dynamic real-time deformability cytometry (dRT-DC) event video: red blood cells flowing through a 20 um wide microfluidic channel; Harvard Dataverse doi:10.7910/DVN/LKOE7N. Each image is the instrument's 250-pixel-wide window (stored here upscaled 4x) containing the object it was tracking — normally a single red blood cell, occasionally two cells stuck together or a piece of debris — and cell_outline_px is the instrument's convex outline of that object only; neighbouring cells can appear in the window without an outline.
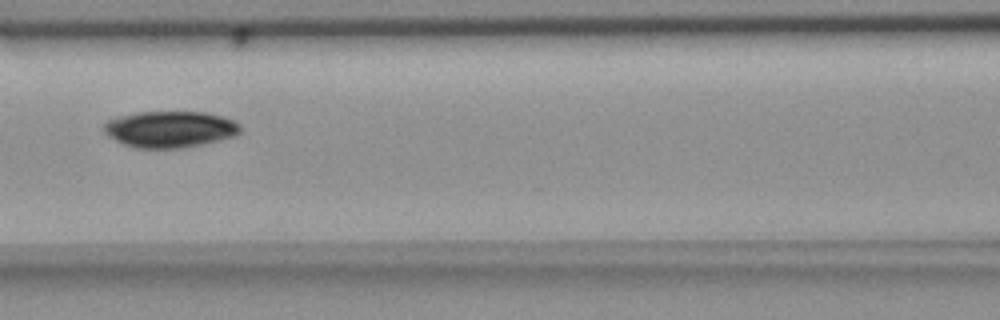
{"species": "common noctule bat (a hibernating species)", "species_latin": "Nyctalus noctula", "temperature_condition": "room temperature", "stored_images_in_passage": 7, "camera_frame_rate_fps": 3000, "um_per_image_px": 0.085, "animal": {"sex": "female", "body_mass_g": 18.4}, "frame": {"image": 1, "passage_image": 3, "time_ms": 0.667, "image_size_px": [1000, 320], "cell_outline_px": [[240, 132], [236, 136], [220, 140], [184, 148], [136, 148], [124, 144], [108, 136], [104, 132], [104, 124], [108, 120], [120, 116], [136, 112], [208, 112], [224, 116], [236, 120], [240, 124]], "centroid_in_image_um": [14.5, 10.98], "position_along_channel_um": 152.1, "area_um2": 29.19}}
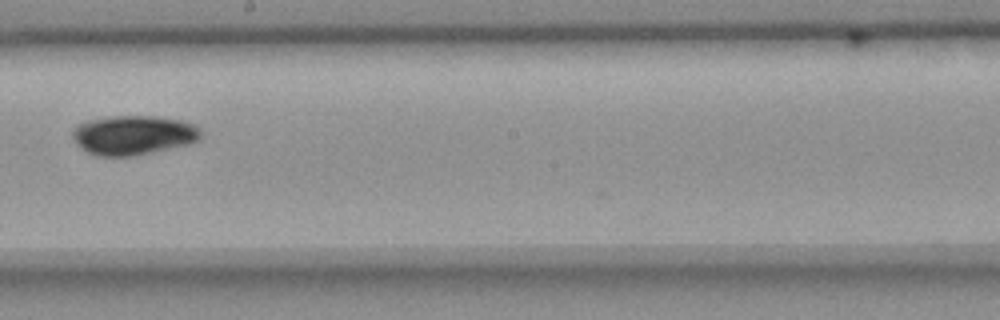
{"frame": {"image": 2, "passage_image": 5, "time_ms": 1.333, "image_size_px": [1000, 320], "cell_outline_px": [[204, 132], [200, 140], [188, 144], [152, 152], [132, 156], [92, 156], [80, 148], [72, 140], [72, 132], [76, 124], [88, 120], [112, 116], [156, 116], [184, 120], [200, 128]], "centroid_in_image_um": [11.32, 11.48], "position_along_channel_um": 236.9, "area_um2": 30.0}}
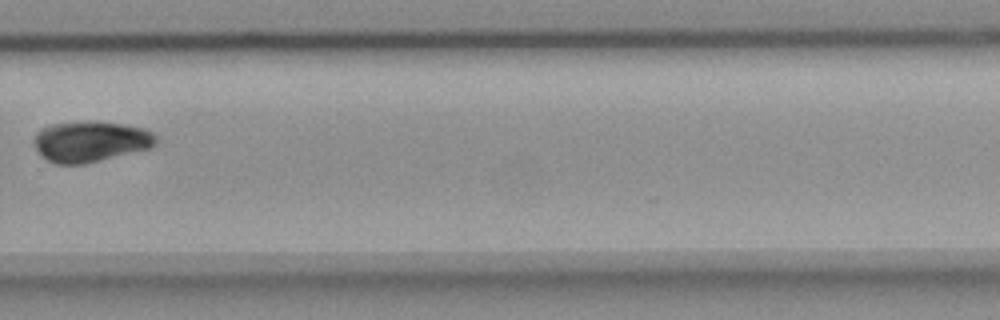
{"frame": {"image": 3, "passage_image": 7, "time_ms": 2.0, "image_size_px": [1000, 320], "cell_outline_px": [[156, 144], [152, 148], [84, 164], [52, 164], [40, 156], [32, 140], [36, 132], [40, 128], [48, 124], [80, 120], [96, 120], [124, 124], [144, 128], [152, 132], [156, 136]], "centroid_in_image_um": [7.65, 12.0], "position_along_channel_um": 322.2, "area_um2": 29.88}}